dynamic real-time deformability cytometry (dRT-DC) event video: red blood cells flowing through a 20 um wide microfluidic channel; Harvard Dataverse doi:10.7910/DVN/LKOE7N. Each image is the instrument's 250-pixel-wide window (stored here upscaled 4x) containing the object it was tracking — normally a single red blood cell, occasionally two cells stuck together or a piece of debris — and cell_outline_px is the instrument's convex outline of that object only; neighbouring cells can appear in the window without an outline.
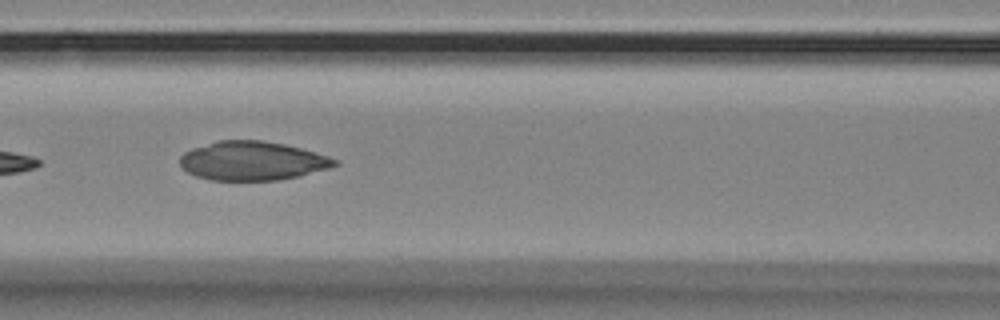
{"species": "Egyptian fruit bat (a non-hibernating species)", "species_latin": "Rousettus aegyptiacus", "temperature_condition": "room temperature", "stored_images_in_passage": 10, "camera_frame_rate_fps": 3000, "um_per_image_px": 0.085, "animal": {"sex": "female"}, "frame": {"image": 1, "passage_image": 6, "time_ms": 5.667, "image_size_px": [1000, 320], "cell_outline_px": [[340, 164], [328, 168], [300, 176], [276, 180], [212, 180], [196, 176], [188, 172], [180, 164], [180, 156], [184, 152], [192, 148], [216, 140], [260, 140], [284, 144], [300, 148], [328, 156], [340, 160]], "centroid_in_image_um": [21.46, 13.67], "position_along_channel_um": 145.1, "area_um2": 35.08}}
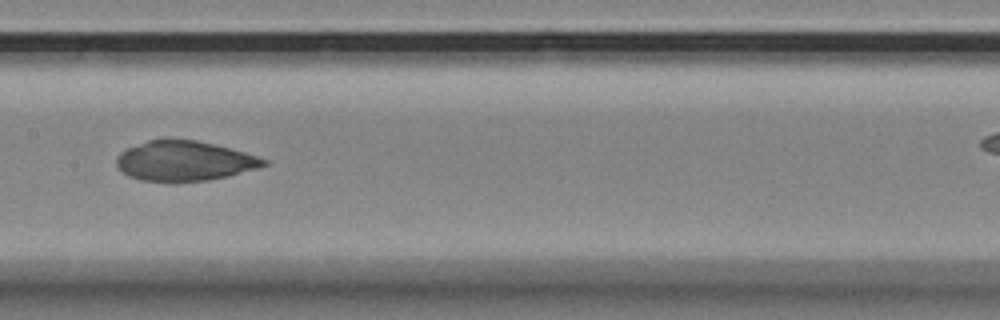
{"frame": {"image": 2, "passage_image": 7, "time_ms": 7.0, "image_size_px": [1000, 320], "cell_outline_px": [[268, 164], [256, 168], [228, 176], [208, 180], [172, 184], [168, 184], [140, 180], [128, 176], [116, 164], [116, 156], [120, 152], [128, 148], [148, 140], [168, 136], [196, 140], [244, 152], [268, 160]], "centroid_in_image_um": [15.61, 13.69], "position_along_channel_um": 191.8, "area_um2": 35.08}}
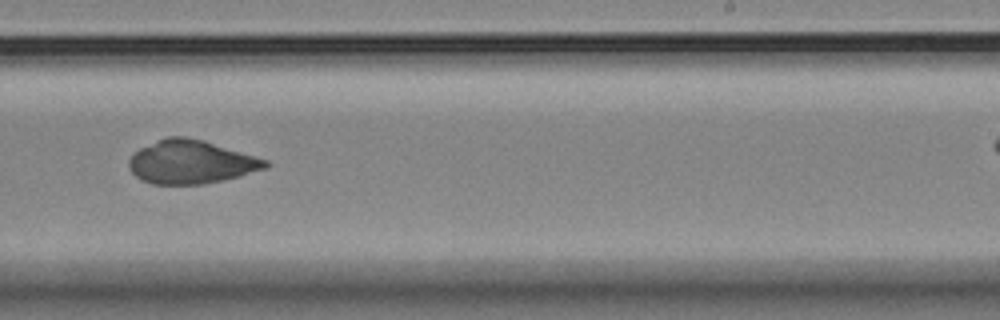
{"frame": {"image": 3, "passage_image": 9, "time_ms": 9.333, "image_size_px": [1000, 320], "cell_outline_px": [[272, 164], [268, 168], [240, 176], [224, 180], [204, 184], [152, 184], [140, 180], [132, 172], [128, 164], [128, 160], [140, 148], [168, 136], [184, 136], [204, 140], [268, 160]], "centroid_in_image_um": [16.27, 13.78], "position_along_channel_um": 272.7, "area_um2": 34.62}}